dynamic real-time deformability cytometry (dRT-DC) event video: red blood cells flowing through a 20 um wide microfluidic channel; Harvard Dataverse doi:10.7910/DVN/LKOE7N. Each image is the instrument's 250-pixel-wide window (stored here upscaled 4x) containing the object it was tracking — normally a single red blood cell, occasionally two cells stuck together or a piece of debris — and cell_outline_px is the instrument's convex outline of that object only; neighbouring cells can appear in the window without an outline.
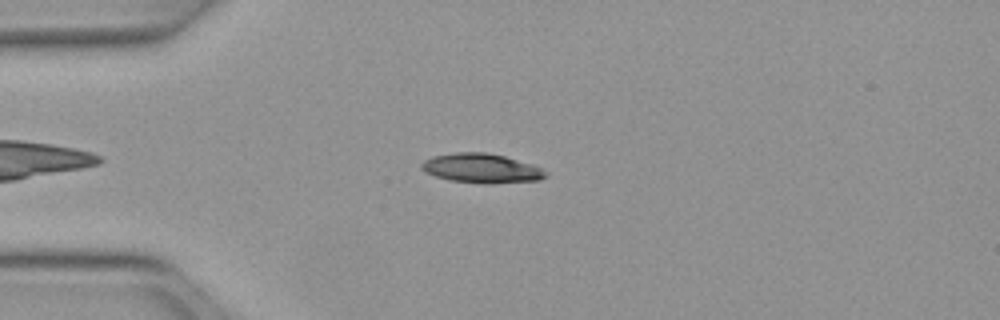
{"species": "Egyptian fruit bat (a non-hibernating species)", "species_latin": "Rousettus aegyptiacus", "temperature_condition": "warm", "stored_images_in_passage": 32, "camera_frame_rate_fps": 3000, "um_per_image_px": 0.085, "animal": {"sex": "female"}, "frame": {"image": 1, "passage_image": 3, "time_ms": 0.667, "image_size_px": [1000, 320], "cell_outline_px": [[548, 176], [540, 180], [492, 184], [484, 184], [452, 180], [436, 176], [424, 172], [420, 168], [420, 164], [424, 160], [432, 156], [456, 152], [488, 152], [504, 156], [532, 164], [540, 168]], "centroid_in_image_um": [40.9, 14.3], "position_along_channel_um": 44.1, "area_um2": 21.33}}
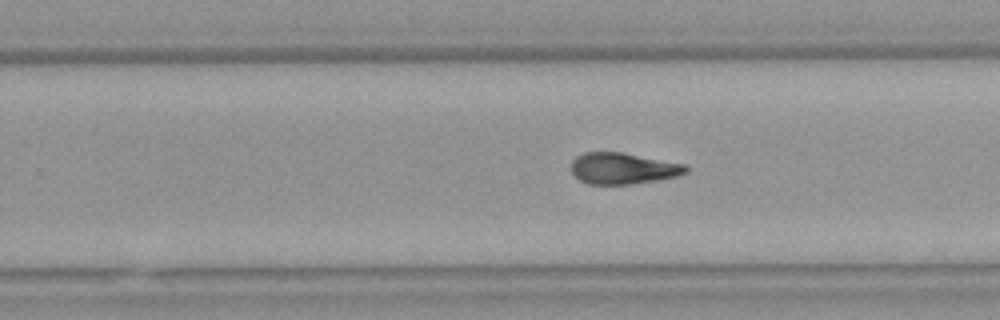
{"frame": {"image": 2, "passage_image": 22, "time_ms": 7.0, "image_size_px": [1000, 320], "cell_outline_px": [[688, 172], [676, 176], [660, 180], [632, 184], [588, 184], [580, 180], [568, 168], [572, 160], [576, 156], [584, 152], [620, 152], [688, 164]], "centroid_in_image_um": [52.95, 14.31], "position_along_channel_um": 276.8, "area_um2": 21.21}}
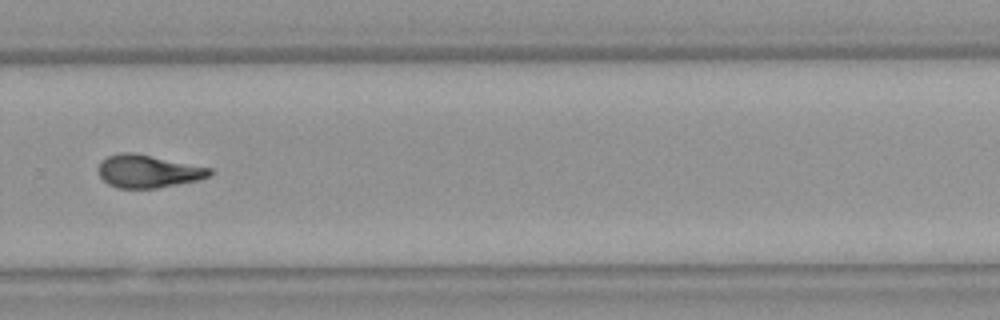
{"frame": {"image": 3, "passage_image": 25, "time_ms": 8.0, "image_size_px": [1000, 320], "cell_outline_px": [[216, 172], [200, 180], [156, 188], [116, 188], [108, 184], [100, 176], [96, 168], [100, 160], [108, 156], [120, 152], [136, 152], [212, 168]], "centroid_in_image_um": [12.58, 14.54], "position_along_channel_um": 317.2, "area_um2": 21.73}, "authors_computed_cell_mechanics": {"area_um2": 21.6172, "velocity_mm_per_s": 4.0305, "shape_relaxation_time_tau1_ms": 5.8215, "shape_relaxation_time_tau2_ms": 3.4749, "deformation_change_tau1": 0.2013, "deformation_change_tau2": 0.0956}}